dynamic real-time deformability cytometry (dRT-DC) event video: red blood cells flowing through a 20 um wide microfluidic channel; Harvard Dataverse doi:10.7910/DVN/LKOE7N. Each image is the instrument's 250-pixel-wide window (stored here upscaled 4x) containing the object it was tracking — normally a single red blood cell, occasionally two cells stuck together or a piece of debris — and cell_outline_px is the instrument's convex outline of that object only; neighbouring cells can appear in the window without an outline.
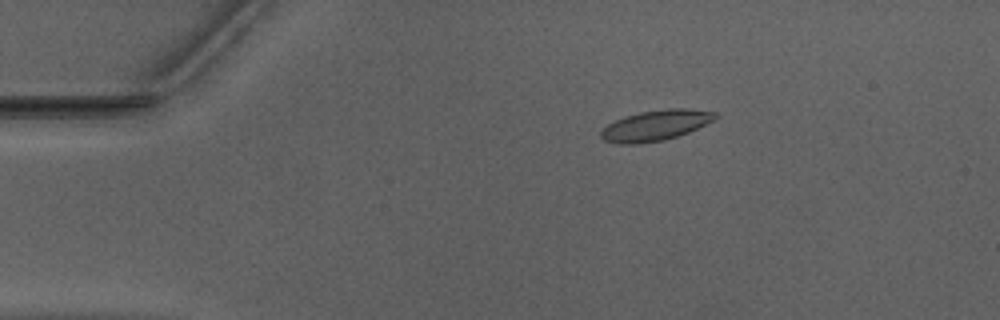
{"species": "Egyptian fruit bat (a non-hibernating species)", "species_latin": "Rousettus aegyptiacus", "temperature_condition": "warm", "stored_images_in_passage": 44, "camera_frame_rate_fps": 3000, "um_per_image_px": 0.085, "animal": {"sex": "male"}, "frame": {"image": 1, "passage_image": 1, "time_ms": 0.0, "image_size_px": [1000, 320], "cell_outline_px": [[720, 116], [688, 132], [664, 140], [636, 144], [620, 144], [604, 140], [600, 136], [600, 132], [608, 124], [624, 116], [640, 112], [668, 108], [688, 108], [716, 112]], "centroid_in_image_um": [55.71, 10.65], "position_along_channel_um": 29.3, "area_um2": 20.17}}
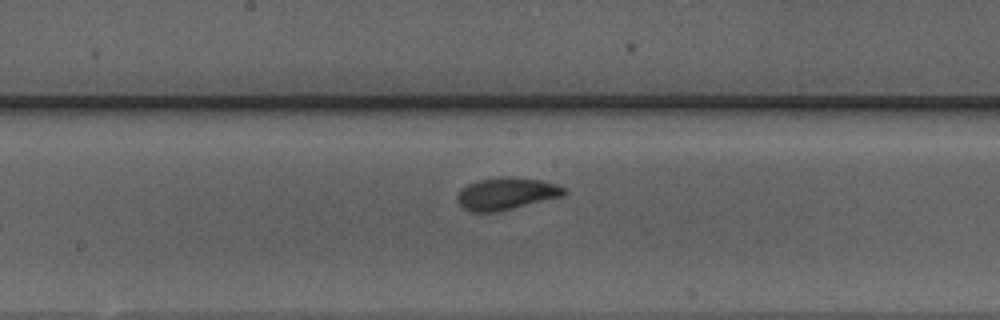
{"frame": {"image": 2, "passage_image": 19, "time_ms": 6.0, "image_size_px": [1000, 320], "cell_outline_px": [[568, 192], [564, 196], [496, 212], [468, 212], [456, 200], [456, 196], [460, 188], [468, 184], [480, 180], [500, 176], [508, 176], [540, 180], [556, 184], [568, 188]], "centroid_in_image_um": [43.05, 16.46], "position_along_channel_um": 205.2, "area_um2": 20.29}}
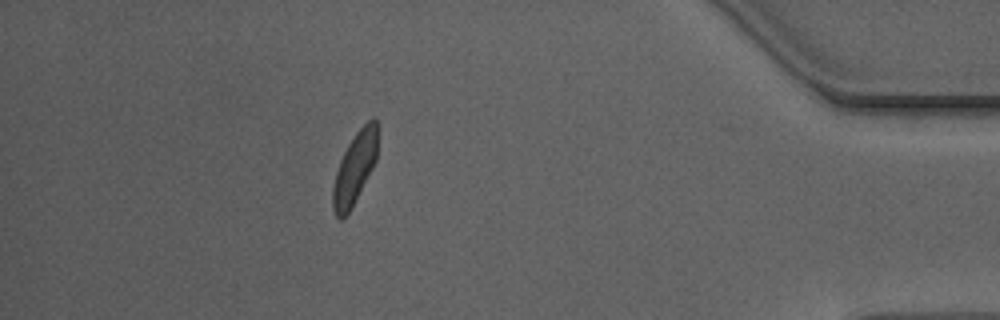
{"frame": {"image": 3, "passage_image": 38, "time_ms": 12.333, "image_size_px": [1000, 320], "cell_outline_px": [[380, 128], [376, 160], [372, 168], [348, 212], [340, 220], [336, 216], [332, 208], [332, 188], [336, 172], [340, 160], [348, 144], [356, 132], [372, 116], [376, 120]], "centroid_in_image_um": [30.18, 14.2], "position_along_channel_um": 405.0, "area_um2": 18.67}, "authors_computed_cell_mechanics": {"area_um2": 19.3919, "velocity_mm_per_s": 3.9316, "shape_relaxation_time_tau1_ms": 3.5751, "shape_relaxation_time_tau2_ms": 1.6398, "deformation_change_tau1": 0.1271, "deformation_change_tau2": 0.0845}}